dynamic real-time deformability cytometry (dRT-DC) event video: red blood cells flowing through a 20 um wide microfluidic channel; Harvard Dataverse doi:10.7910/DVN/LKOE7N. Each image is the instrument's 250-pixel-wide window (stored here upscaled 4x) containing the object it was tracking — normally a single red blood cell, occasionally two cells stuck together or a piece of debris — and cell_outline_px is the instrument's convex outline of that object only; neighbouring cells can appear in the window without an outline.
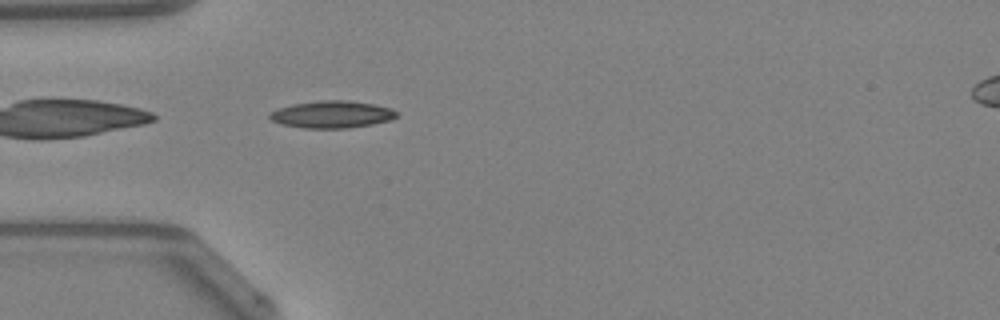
{"species": "Egyptian fruit bat (a non-hibernating species)", "species_latin": "Rousettus aegyptiacus", "temperature_condition": "warm", "stored_images_in_passage": 34, "camera_frame_rate_fps": 3000, "um_per_image_px": 0.085, "animal": {"sex": "female"}, "frame": {"image": 1, "passage_image": 1, "time_ms": 0.0, "image_size_px": [1000, 320], "cell_outline_px": [[396, 116], [392, 120], [372, 124], [348, 128], [300, 128], [284, 124], [272, 120], [268, 116], [272, 112], [280, 108], [292, 104], [320, 100], [348, 100], [372, 104], [392, 108], [396, 112]], "centroid_in_image_um": [28.24, 9.72], "position_along_channel_um": 56.8, "area_um2": 19.94}, "authors_computed_cell_mechanics": {"area_um2": 18.4382, "velocity_mm_per_s": 4.2766, "shape_relaxation_time_tau1_ms": null, "shape_relaxation_time_tau2_ms": 4.6678, "deformation_change_tau1": null, "deformation_change_tau2": 0.1393}}